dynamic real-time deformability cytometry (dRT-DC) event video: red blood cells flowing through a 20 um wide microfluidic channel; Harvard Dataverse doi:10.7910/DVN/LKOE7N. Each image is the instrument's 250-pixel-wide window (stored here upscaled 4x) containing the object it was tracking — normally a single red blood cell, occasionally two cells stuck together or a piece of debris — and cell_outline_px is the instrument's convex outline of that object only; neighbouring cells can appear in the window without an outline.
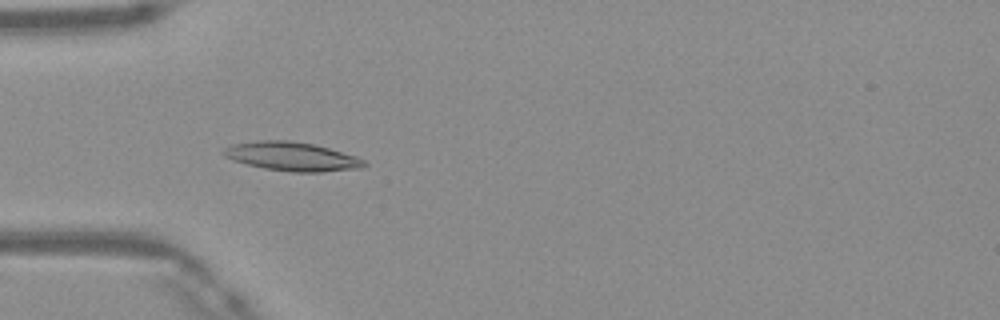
{"species": "Egyptian fruit bat (a non-hibernating species)", "species_latin": "Rousettus aegyptiacus", "temperature_condition": "warm", "stored_images_in_passage": 49, "camera_frame_rate_fps": 3000, "um_per_image_px": 0.085, "frame": {"image": 1, "passage_image": 15, "time_ms": 4.667, "image_size_px": [1000, 320], "cell_outline_px": [[368, 164], [364, 168], [324, 172], [292, 172], [264, 168], [232, 160], [224, 156], [220, 152], [224, 148], [232, 144], [260, 140], [288, 140], [312, 144], [328, 148], [356, 156], [364, 160]], "centroid_in_image_um": [24.82, 13.31], "position_along_channel_um": 60.2, "area_um2": 23.7}}
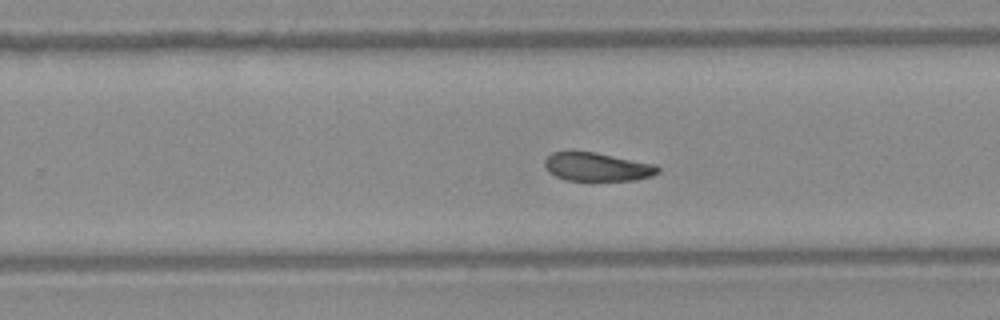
{"frame": {"image": 2, "passage_image": 31, "time_ms": 10.0, "image_size_px": [1000, 320], "cell_outline_px": [[660, 172], [652, 176], [636, 180], [568, 180], [556, 176], [548, 172], [544, 164], [544, 160], [552, 152], [596, 152], [656, 164], [660, 168]], "centroid_in_image_um": [50.79, 14.18], "position_along_channel_um": 279.0, "area_um2": 18.79}}
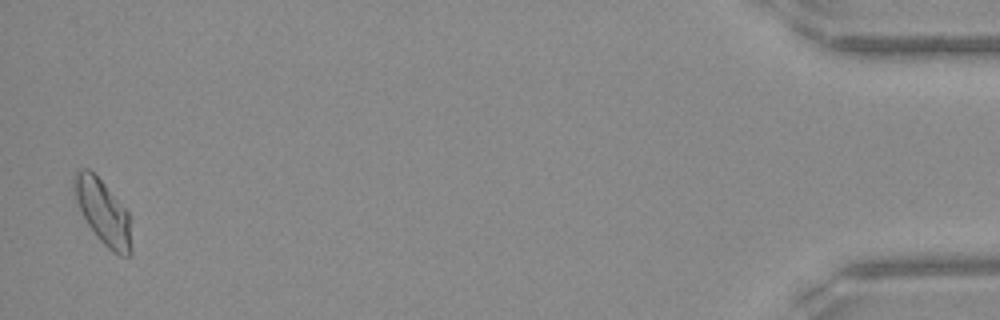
{"frame": {"image": 3, "passage_image": 48, "time_ms": 15.667, "image_size_px": [1000, 320], "cell_outline_px": [[132, 256], [120, 256], [112, 252], [96, 236], [88, 224], [72, 192], [72, 180], [76, 172], [84, 168], [88, 168], [104, 184], [128, 212], [132, 248]], "centroid_in_image_um": [8.75, 18.05], "position_along_channel_um": 426.5, "area_um2": 21.33}, "authors_computed_cell_mechanics": {"area_um2": 20.3456, "velocity_mm_per_s": 4.1587, "shape_relaxation_time_tau1_ms": 7.8726, "shape_relaxation_time_tau2_ms": 4.5335, "deformation_change_tau1": 0.1793, "deformation_change_tau2": 0.1124}}